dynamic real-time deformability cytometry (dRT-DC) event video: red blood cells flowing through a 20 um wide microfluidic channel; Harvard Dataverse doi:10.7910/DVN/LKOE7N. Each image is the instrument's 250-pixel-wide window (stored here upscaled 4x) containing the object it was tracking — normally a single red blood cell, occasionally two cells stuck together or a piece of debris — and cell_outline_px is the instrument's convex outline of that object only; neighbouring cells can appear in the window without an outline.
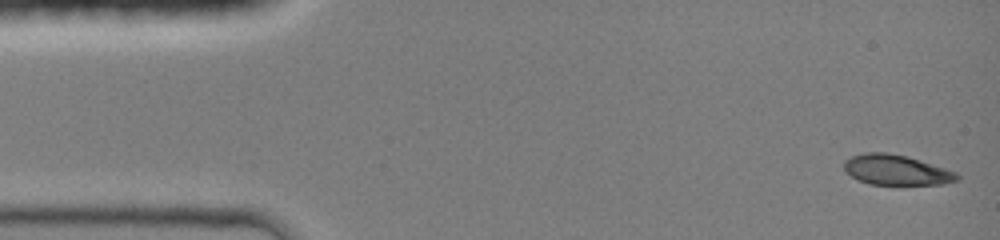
{"species": "common noctule bat (a hibernating species)", "species_latin": "Nyctalus noctula", "temperature_condition": "room temperature", "stored_images_in_passage": 44, "camera_frame_rate_fps": 3000, "um_per_image_px": 0.085, "animal": {"sex": "female", "body_mass_g": 19.0, "forearm_length_mm": 51.5}, "frame": {"image": 1, "passage_image": 1, "time_ms": 0.0, "image_size_px": [1000, 240], "cell_outline_px": [[960, 180], [944, 184], [868, 184], [856, 180], [844, 168], [844, 160], [852, 156], [864, 152], [888, 152], [908, 156], [956, 172], [960, 176]], "centroid_in_image_um": [76.18, 14.44], "position_along_channel_um": 8.8, "area_um2": 19.94}}
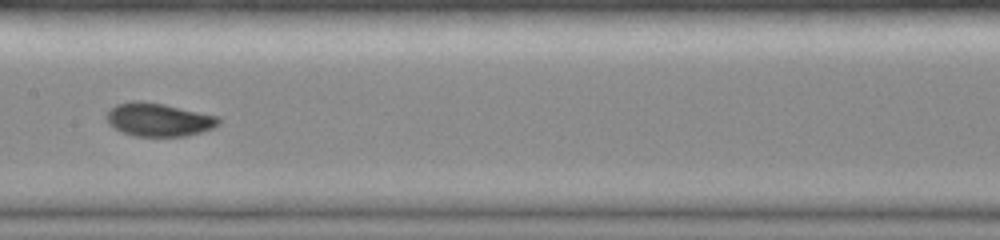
{"frame": {"image": 2, "passage_image": 22, "time_ms": 7.0, "image_size_px": [1000, 240], "cell_outline_px": [[220, 124], [212, 128], [188, 136], [136, 136], [112, 128], [108, 124], [104, 116], [108, 108], [116, 104], [132, 100], [140, 100], [164, 104], [220, 116]], "centroid_in_image_um": [13.44, 10.15], "position_along_channel_um": 194.0, "area_um2": 22.14}}
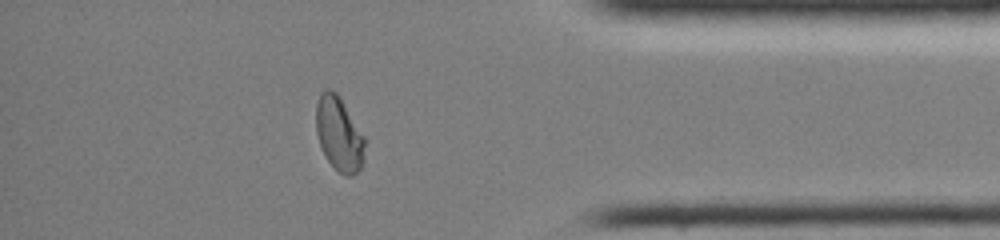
{"frame": {"image": 3, "passage_image": 38, "time_ms": 12.333, "image_size_px": [1000, 240], "cell_outline_px": [[364, 164], [352, 176], [344, 176], [328, 160], [320, 144], [316, 132], [316, 104], [320, 92], [324, 88], [328, 88], [336, 92], [364, 136]], "centroid_in_image_um": [28.81, 11.37], "position_along_channel_um": 406.4, "area_um2": 20.87}, "authors_computed_cell_mechanics": {"area_um2": 21.0681, "velocity_mm_per_s": 4.2648, "shape_relaxation_time_tau1_ms": 8.6898, "shape_relaxation_time_tau2_ms": null, "deformation_change_tau1": 0.223, "deformation_change_tau2": null}}